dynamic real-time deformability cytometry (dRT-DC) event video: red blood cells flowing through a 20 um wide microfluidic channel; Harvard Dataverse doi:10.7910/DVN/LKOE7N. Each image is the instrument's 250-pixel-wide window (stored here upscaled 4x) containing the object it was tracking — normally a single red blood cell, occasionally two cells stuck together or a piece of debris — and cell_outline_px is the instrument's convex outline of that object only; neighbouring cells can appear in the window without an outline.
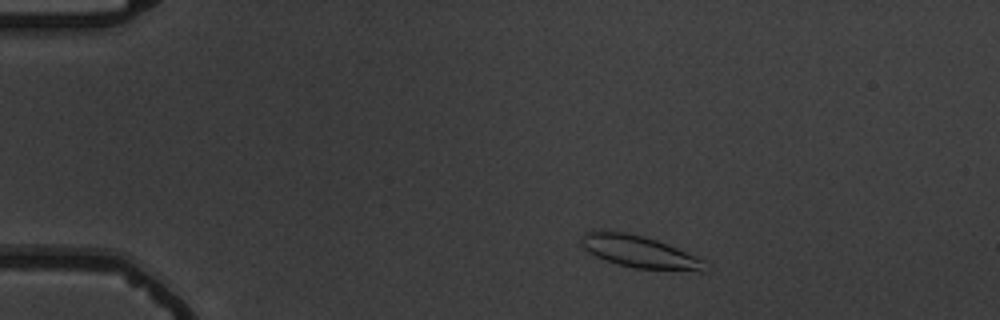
{"species": "common noctule bat (a hibernating species)", "species_latin": "Nyctalus noctula", "temperature_condition": "warm", "stored_images_in_passage": 4, "camera_frame_rate_fps": 3000, "um_per_image_px": 0.085, "animal": {"sex": "male", "body_mass_g": 19.5, "forearm_length_mm": 54.6}, "frame": {"image": 1, "passage_image": 2, "time_ms": 1.333, "image_size_px": [1000, 320], "cell_outline_px": [[704, 272], [700, 272], [636, 268], [620, 264], [596, 256], [588, 252], [584, 248], [580, 240], [580, 236], [584, 232], [592, 228], [600, 228], [624, 232], [644, 236], [668, 244], [704, 260]], "centroid_in_image_um": [54.28, 21.36], "position_along_channel_um": 30.7, "area_um2": 23.41}}